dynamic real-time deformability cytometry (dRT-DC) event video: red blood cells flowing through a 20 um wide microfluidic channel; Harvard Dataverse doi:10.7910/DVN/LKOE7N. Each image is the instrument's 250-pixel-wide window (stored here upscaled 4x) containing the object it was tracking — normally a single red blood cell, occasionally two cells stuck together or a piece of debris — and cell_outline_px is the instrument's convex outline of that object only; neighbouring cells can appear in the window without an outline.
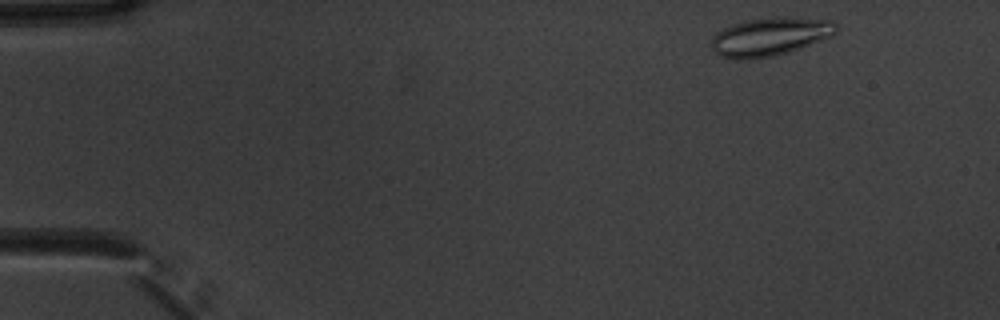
{"species": "common noctule bat (a hibernating species)", "species_latin": "Nyctalus noctula", "temperature_condition": "warm", "stored_images_in_passage": 49, "camera_frame_rate_fps": 3000, "um_per_image_px": 0.085, "animal": {"sex": "male", "body_mass_g": 20.1, "forearm_length_mm": 53.5}, "frame": {"image": 1, "passage_image": 1, "time_ms": 0.0, "image_size_px": [1000, 320], "cell_outline_px": [[836, 32], [832, 36], [800, 48], [788, 52], [772, 56], [748, 60], [736, 60], [720, 56], [712, 48], [712, 40], [716, 32], [732, 24], [744, 20], [784, 16], [832, 20], [836, 24]], "centroid_in_image_um": [65.45, 3.11], "position_along_channel_um": 19.6, "area_um2": 27.98}}
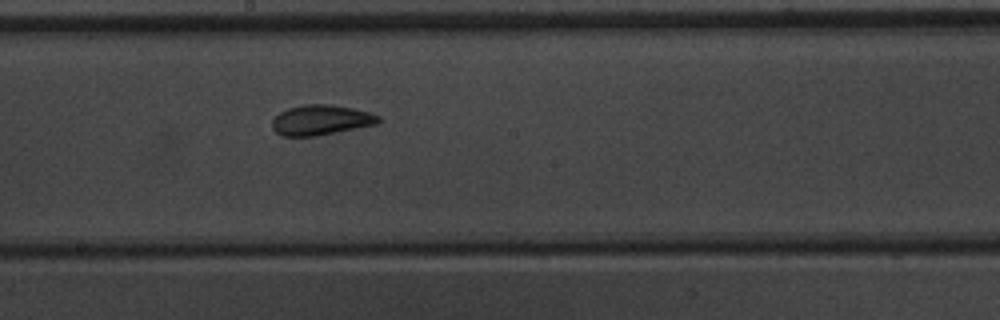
{"frame": {"image": 2, "passage_image": 25, "time_ms": 8.0, "image_size_px": [1000, 320], "cell_outline_px": [[380, 120], [376, 124], [316, 136], [280, 136], [272, 128], [272, 120], [280, 112], [288, 108], [304, 104], [332, 104], [372, 112], [380, 116]], "centroid_in_image_um": [27.27, 10.19], "position_along_channel_um": 220.9, "area_um2": 18.73}}
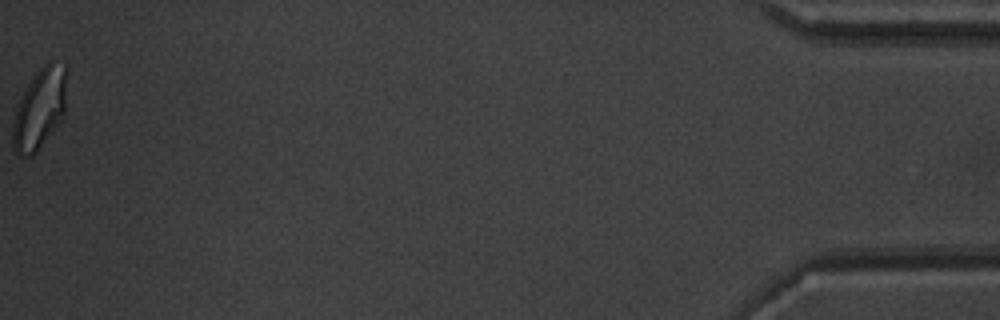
{"frame": {"image": 3, "passage_image": 49, "time_ms": 16.0, "image_size_px": [1000, 320], "cell_outline_px": [[68, 68], [64, 112], [60, 120], [36, 152], [32, 156], [16, 156], [12, 148], [12, 124], [16, 108], [28, 84], [36, 72], [48, 60], [52, 60], [64, 64]], "centroid_in_image_um": [3.37, 9.22], "position_along_channel_um": 431.8, "area_um2": 25.49}, "authors_computed_cell_mechanics": {"area_um2": 19.8254, "velocity_mm_per_s": 3.7911, "shape_relaxation_time_tau1_ms": null, "shape_relaxation_time_tau2_ms": 1.1283, "deformation_change_tau1": null, "deformation_change_tau2": 0.0696}}